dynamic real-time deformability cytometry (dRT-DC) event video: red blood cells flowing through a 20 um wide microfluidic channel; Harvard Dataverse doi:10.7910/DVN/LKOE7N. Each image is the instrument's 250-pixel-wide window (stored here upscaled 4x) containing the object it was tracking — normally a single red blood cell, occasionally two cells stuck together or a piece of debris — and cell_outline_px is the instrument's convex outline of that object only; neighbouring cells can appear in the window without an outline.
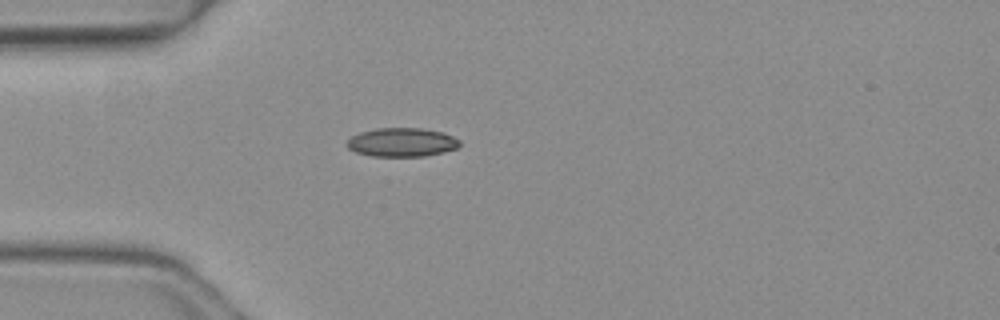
{"species": "common noctule bat (a hibernating species)", "species_latin": "Nyctalus noctula", "temperature_condition": "warm", "stored_images_in_passage": 1, "camera_frame_rate_fps": 3000, "um_per_image_px": 0.085, "animal": {"sex": "female", "body_mass_g": 19.3, "forearm_length_mm": 54.1}, "frame": {"image": 1, "passage_image": 1, "time_ms": 0.0, "image_size_px": [1000, 320], "cell_outline_px": [[460, 144], [456, 148], [444, 152], [424, 156], [372, 156], [356, 152], [348, 148], [344, 144], [352, 136], [360, 132], [376, 128], [420, 128], [440, 132], [452, 136], [460, 140]], "centroid_in_image_um": [34.13, 12.09], "position_along_channel_um": 50.9, "area_um2": 18.84}}